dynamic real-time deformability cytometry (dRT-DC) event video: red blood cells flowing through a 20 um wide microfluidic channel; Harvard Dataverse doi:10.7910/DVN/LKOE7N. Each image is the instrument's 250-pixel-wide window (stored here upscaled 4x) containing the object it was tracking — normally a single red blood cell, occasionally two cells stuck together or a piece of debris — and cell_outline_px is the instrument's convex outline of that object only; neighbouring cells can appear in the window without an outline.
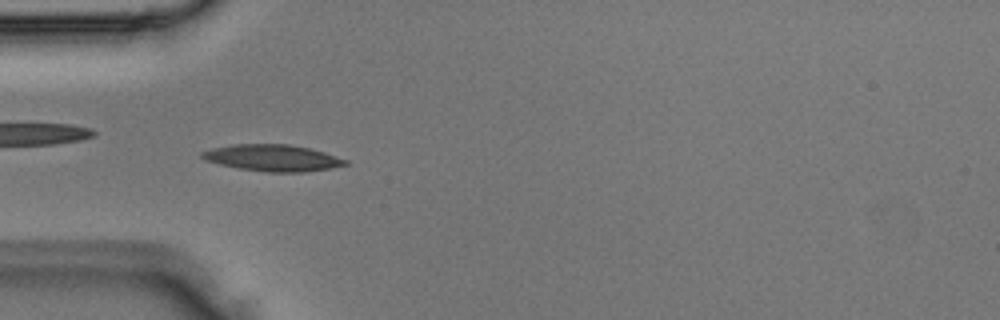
{"species": "Egyptian fruit bat (a non-hibernating species)", "species_latin": "Rousettus aegyptiacus", "temperature_condition": "room temperature", "stored_images_in_passage": 2, "camera_frame_rate_fps": 3000, "um_per_image_px": 0.085, "animal": {"sex": "male"}, "frame": {"image": 1, "passage_image": 2, "time_ms": 0.333, "image_size_px": [1000, 320], "cell_outline_px": [[348, 164], [328, 168], [304, 172], [268, 172], [240, 168], [220, 164], [204, 160], [200, 156], [200, 152], [212, 148], [232, 144], [288, 144], [308, 148], [324, 152], [348, 160]], "centroid_in_image_um": [23.14, 13.41], "position_along_channel_um": 61.9, "area_um2": 22.02}}